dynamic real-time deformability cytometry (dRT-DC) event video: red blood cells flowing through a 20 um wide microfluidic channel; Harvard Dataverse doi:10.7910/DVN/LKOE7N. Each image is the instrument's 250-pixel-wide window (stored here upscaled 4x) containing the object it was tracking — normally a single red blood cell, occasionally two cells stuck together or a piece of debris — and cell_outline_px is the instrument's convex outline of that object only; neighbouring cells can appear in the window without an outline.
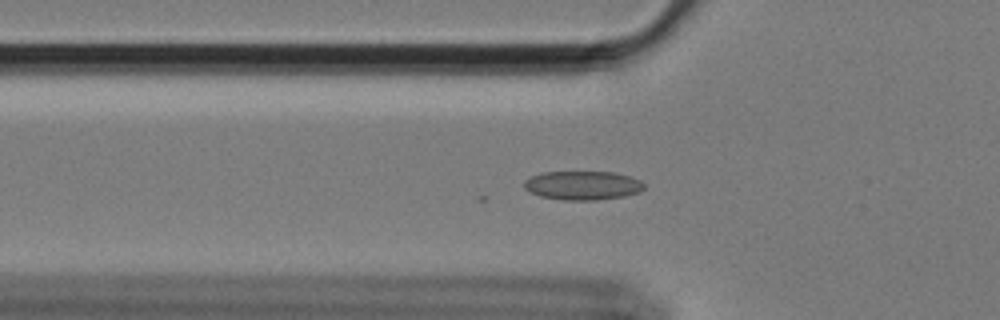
{"species": "Egyptian fruit bat (a non-hibernating species)", "species_latin": "Rousettus aegyptiacus", "temperature_condition": "cold", "stored_images_in_passage": 41, "camera_frame_rate_fps": 3000, "um_per_image_px": 0.085, "animal": {"sex": "female"}, "frame": {"image": 1, "passage_image": 19, "time_ms": 6.0, "image_size_px": [1000, 320], "cell_outline_px": [[644, 188], [640, 192], [624, 196], [596, 200], [564, 200], [540, 196], [528, 192], [524, 188], [524, 180], [540, 172], [616, 172], [632, 176], [640, 180], [644, 184]], "centroid_in_image_um": [49.53, 15.75], "position_along_channel_um": 76.3, "area_um2": 20.4}}
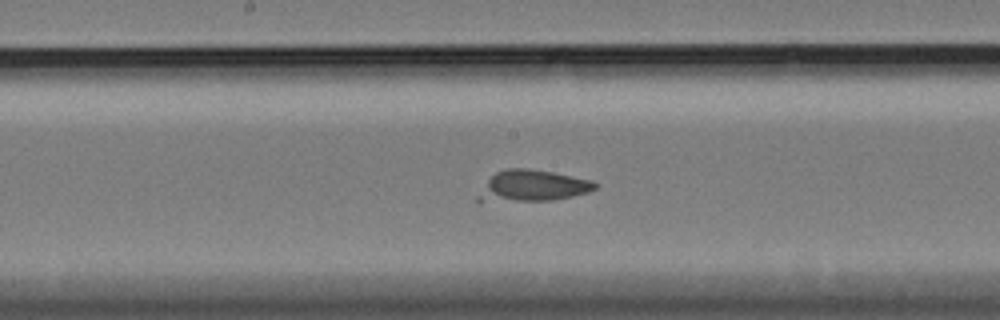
{"frame": {"image": 2, "passage_image": 30, "time_ms": 9.667, "image_size_px": [1000, 320], "cell_outline_px": [[600, 184], [596, 188], [588, 192], [572, 196], [552, 200], [480, 204], [476, 204], [476, 196], [488, 180], [496, 172], [508, 168], [528, 168], [552, 172], [592, 180]], "centroid_in_image_um": [45.17, 15.85], "position_along_channel_um": 203.0, "area_um2": 22.02}}
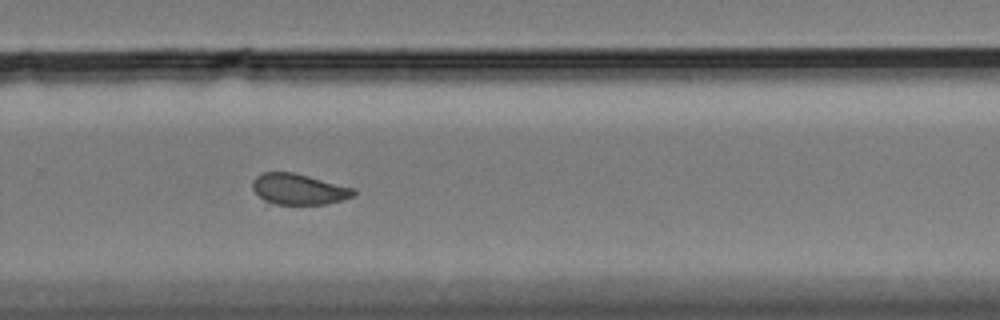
{"frame": {"image": 3, "passage_image": 39, "time_ms": 12.667, "image_size_px": [1000, 320], "cell_outline_px": [[356, 196], [344, 200], [324, 204], [264, 208], [252, 188], [252, 180], [260, 172], [292, 172], [356, 188]], "centroid_in_image_um": [25.29, 16.16], "position_along_channel_um": 304.5, "area_um2": 19.65}}